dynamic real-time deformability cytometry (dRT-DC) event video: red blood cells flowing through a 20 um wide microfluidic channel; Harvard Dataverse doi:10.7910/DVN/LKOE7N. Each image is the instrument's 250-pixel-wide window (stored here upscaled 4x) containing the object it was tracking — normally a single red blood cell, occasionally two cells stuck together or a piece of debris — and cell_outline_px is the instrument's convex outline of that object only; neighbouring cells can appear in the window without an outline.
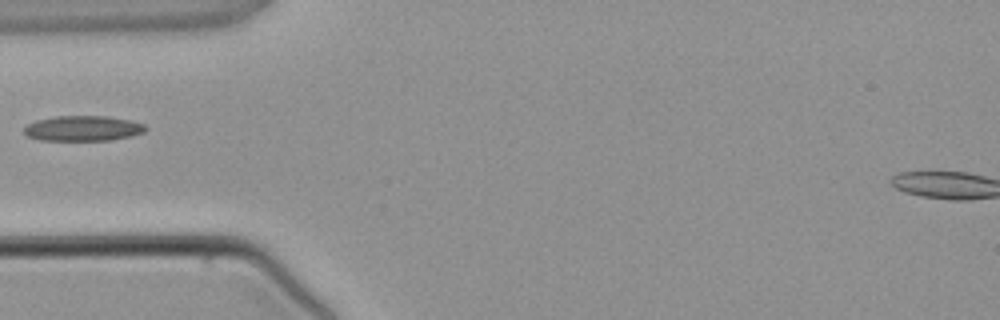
{"species": "common noctule bat (a hibernating species)", "species_latin": "Nyctalus noctula", "temperature_condition": "warm", "stored_images_in_passage": 4, "camera_frame_rate_fps": 3000, "um_per_image_px": 0.085, "animal": {"sex": "male", "body_mass_g": 21.5, "forearm_length_mm": 52.0}, "frame": {"image": 1, "passage_image": 4, "time_ms": 3.667, "image_size_px": [1000, 320], "cell_outline_px": [[148, 128], [144, 132], [132, 136], [108, 140], [40, 140], [28, 136], [24, 132], [24, 128], [28, 124], [36, 120], [56, 116], [108, 116], [132, 120], [144, 124]], "centroid_in_image_um": [7.09, 10.9], "position_along_channel_um": 77.9, "area_um2": 17.92}}